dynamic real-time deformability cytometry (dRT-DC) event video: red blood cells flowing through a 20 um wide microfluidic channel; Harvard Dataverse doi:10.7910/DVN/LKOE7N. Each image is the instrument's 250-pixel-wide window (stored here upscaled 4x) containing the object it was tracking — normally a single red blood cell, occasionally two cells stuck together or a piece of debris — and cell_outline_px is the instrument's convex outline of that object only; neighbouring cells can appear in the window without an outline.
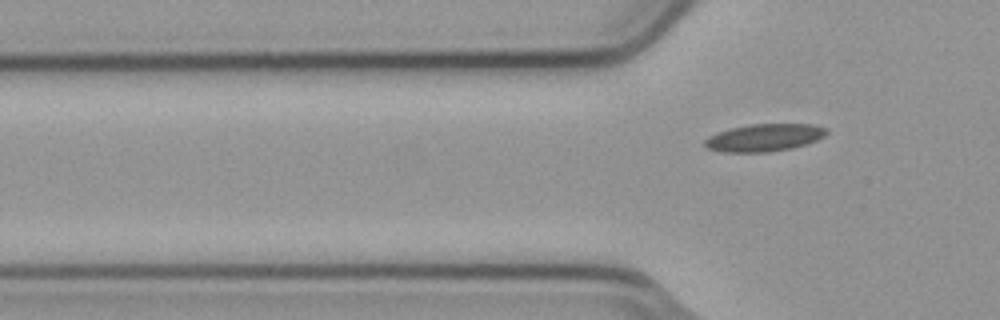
{"species": "common noctule bat (a hibernating species)", "species_latin": "Nyctalus noctula", "temperature_condition": "cold", "stored_images_in_passage": 6, "camera_frame_rate_fps": 3000, "um_per_image_px": 0.085, "animal": {"sex": "male", "body_mass_g": 23.1, "forearm_length_mm": 52.7}, "frame": {"image": 1, "passage_image": 6, "time_ms": 1.667, "image_size_px": [1000, 320], "cell_outline_px": [[828, 132], [824, 136], [816, 140], [792, 148], [768, 152], [720, 152], [708, 148], [704, 144], [704, 140], [708, 136], [716, 132], [748, 124], [812, 124], [828, 128]], "centroid_in_image_um": [64.94, 11.69], "position_along_channel_um": 60.9, "area_um2": 19.54}}